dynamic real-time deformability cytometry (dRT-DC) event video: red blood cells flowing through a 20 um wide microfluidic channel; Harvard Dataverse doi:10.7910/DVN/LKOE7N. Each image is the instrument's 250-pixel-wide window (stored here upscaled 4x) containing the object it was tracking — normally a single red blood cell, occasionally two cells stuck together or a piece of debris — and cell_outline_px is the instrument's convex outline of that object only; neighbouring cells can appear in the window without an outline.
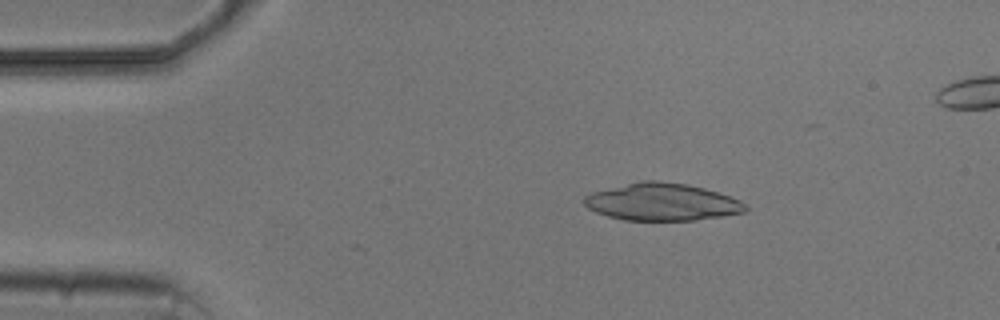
{"species": "common noctule bat (a hibernating species)", "species_latin": "Nyctalus noctula", "temperature_condition": "cold", "stored_images_in_passage": 5, "camera_frame_rate_fps": 3000, "um_per_image_px": 0.085, "animal": {"sex": "male", "body_mass_g": 20.5, "forearm_length_mm": 52.5}, "frame": {"image": 1, "passage_image": 2, "time_ms": 1.333, "image_size_px": [1000, 320], "cell_outline_px": [[748, 208], [744, 212], [724, 216], [696, 220], [624, 220], [608, 216], [596, 212], [588, 208], [584, 204], [584, 196], [592, 192], [644, 180], [656, 180], [688, 184], [720, 192], [740, 200]], "centroid_in_image_um": [56.3, 17.17], "position_along_channel_um": 28.7, "area_um2": 35.03}}